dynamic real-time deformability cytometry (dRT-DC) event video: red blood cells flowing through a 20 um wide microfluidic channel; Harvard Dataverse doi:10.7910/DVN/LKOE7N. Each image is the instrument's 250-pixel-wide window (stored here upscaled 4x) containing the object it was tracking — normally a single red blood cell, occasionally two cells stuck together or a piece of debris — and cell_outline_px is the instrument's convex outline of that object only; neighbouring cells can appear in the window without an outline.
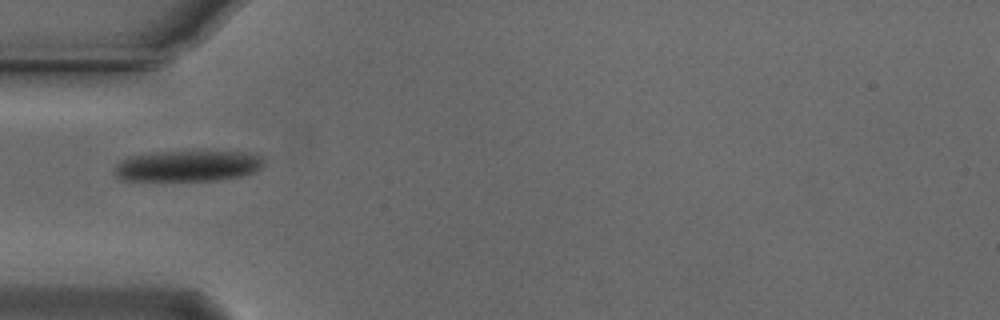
{"species": "Egyptian fruit bat (a non-hibernating species)", "species_latin": "Rousettus aegyptiacus", "temperature_condition": "cold", "stored_images_in_passage": 3, "camera_frame_rate_fps": 3000, "um_per_image_px": 0.085, "animal": {"sex": "male"}, "frame": {"image": 1, "passage_image": 1, "time_ms": 0.0, "image_size_px": [1000, 320], "cell_outline_px": [[264, 164], [256, 172], [240, 176], [220, 180], [120, 180], [112, 172], [112, 168], [120, 160], [128, 156], [156, 152], [192, 148], [204, 148], [256, 152], [264, 156]], "centroid_in_image_um": [16.04, 14.03], "position_along_channel_um": 69.0, "area_um2": 28.9}}